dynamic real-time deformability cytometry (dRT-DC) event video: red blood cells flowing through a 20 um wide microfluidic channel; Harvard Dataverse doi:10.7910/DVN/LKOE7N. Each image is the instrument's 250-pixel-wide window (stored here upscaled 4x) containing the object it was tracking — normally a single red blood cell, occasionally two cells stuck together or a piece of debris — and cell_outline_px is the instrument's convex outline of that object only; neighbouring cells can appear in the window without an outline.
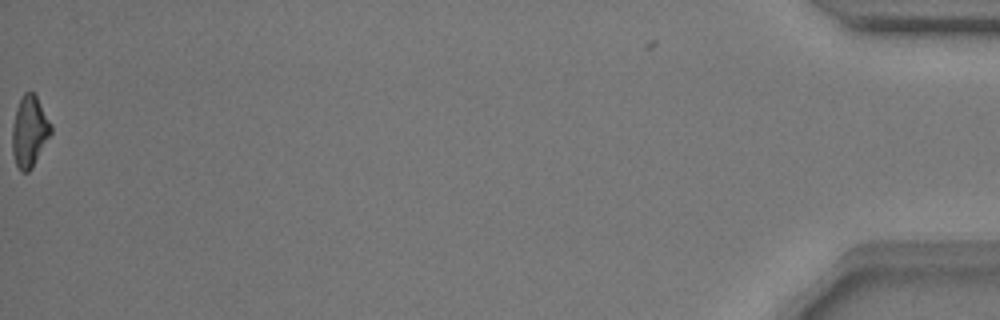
{"species": "common noctule bat (a hibernating species)", "species_latin": "Nyctalus noctula", "temperature_condition": "warm", "stored_images_in_passage": 40, "camera_frame_rate_fps": 3000, "um_per_image_px": 0.085, "animal": {"sex": "male", "body_mass_g": 17.9}, "frame": {"image": 1, "passage_image": 40, "time_ms": 13.0, "image_size_px": [1000, 320], "cell_outline_px": [[52, 132], [32, 168], [28, 172], [20, 172], [16, 164], [12, 152], [12, 124], [16, 108], [20, 96], [24, 92], [32, 92], [36, 96], [52, 124]], "centroid_in_image_um": [2.49, 11.17], "position_along_channel_um": 432.7, "area_um2": 16.18}, "authors_computed_cell_mechanics": {"area_um2": 16.762, "velocity_mm_per_s": 3.8043, "shape_relaxation_time_tau1_ms": 4.1093, "shape_relaxation_time_tau2_ms": 4.6385, "deformation_change_tau1": 0.1405, "deformation_change_tau2": 0.1274}}